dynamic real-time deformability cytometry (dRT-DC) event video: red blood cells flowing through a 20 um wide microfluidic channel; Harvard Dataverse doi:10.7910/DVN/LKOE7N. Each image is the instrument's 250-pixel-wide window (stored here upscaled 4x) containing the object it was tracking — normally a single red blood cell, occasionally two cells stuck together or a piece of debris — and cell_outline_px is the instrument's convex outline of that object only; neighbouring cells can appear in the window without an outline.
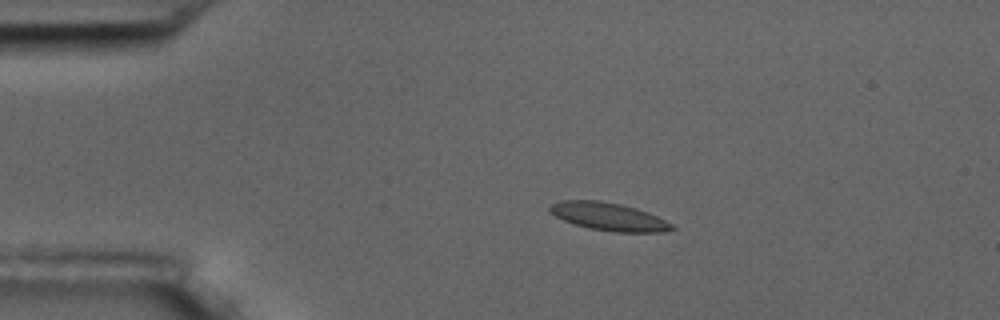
{"species": "common noctule bat (a hibernating species)", "species_latin": "Nyctalus noctula", "temperature_condition": "room temperature", "stored_images_in_passage": 9, "camera_frame_rate_fps": 3000, "um_per_image_px": 0.085, "animal": {"sex": "male", "body_mass_g": 17.5, "forearm_length_mm": 52.3}, "frame": {"image": 1, "passage_image": 2, "time_ms": 1.333, "image_size_px": [1000, 320], "cell_outline_px": [[676, 228], [664, 232], [616, 232], [588, 228], [564, 220], [556, 216], [548, 208], [552, 204], [560, 200], [600, 200], [620, 204], [636, 208], [648, 212], [672, 224]], "centroid_in_image_um": [51.75, 18.41], "position_along_channel_um": 33.2, "area_um2": 19.65}}
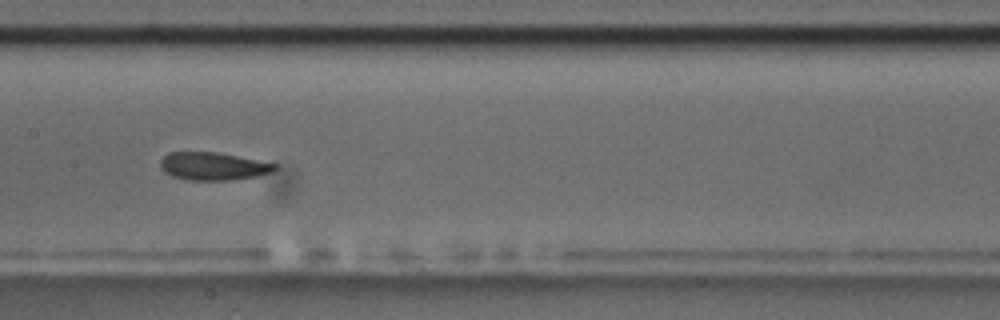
{"frame": {"image": 2, "passage_image": 7, "time_ms": 7.0, "image_size_px": [1000, 320], "cell_outline_px": [[276, 168], [272, 172], [256, 176], [228, 180], [188, 180], [172, 176], [164, 172], [160, 168], [160, 160], [168, 152], [216, 152], [276, 164]], "centroid_in_image_um": [18.05, 14.13], "position_along_channel_um": 189.3, "area_um2": 18.38}}
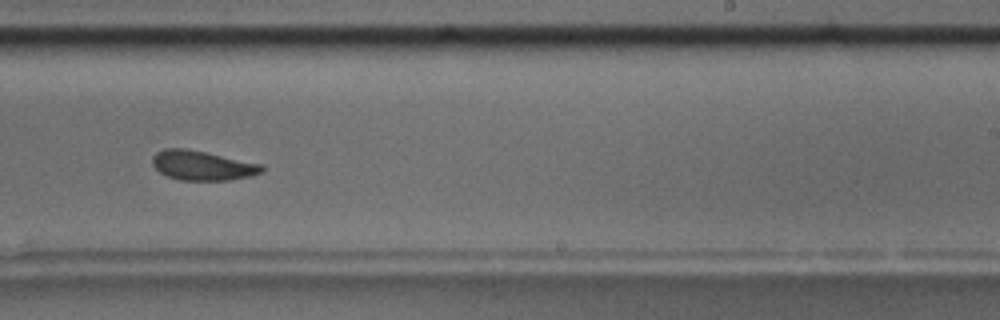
{"frame": {"image": 3, "passage_image": 9, "time_ms": 9.333, "image_size_px": [1000, 320], "cell_outline_px": [[264, 172], [252, 176], [228, 180], [180, 180], [168, 176], [160, 172], [152, 164], [152, 156], [156, 152], [164, 148], [188, 148], [264, 164]], "centroid_in_image_um": [17.23, 14.05], "position_along_channel_um": 271.8, "area_um2": 19.13}}